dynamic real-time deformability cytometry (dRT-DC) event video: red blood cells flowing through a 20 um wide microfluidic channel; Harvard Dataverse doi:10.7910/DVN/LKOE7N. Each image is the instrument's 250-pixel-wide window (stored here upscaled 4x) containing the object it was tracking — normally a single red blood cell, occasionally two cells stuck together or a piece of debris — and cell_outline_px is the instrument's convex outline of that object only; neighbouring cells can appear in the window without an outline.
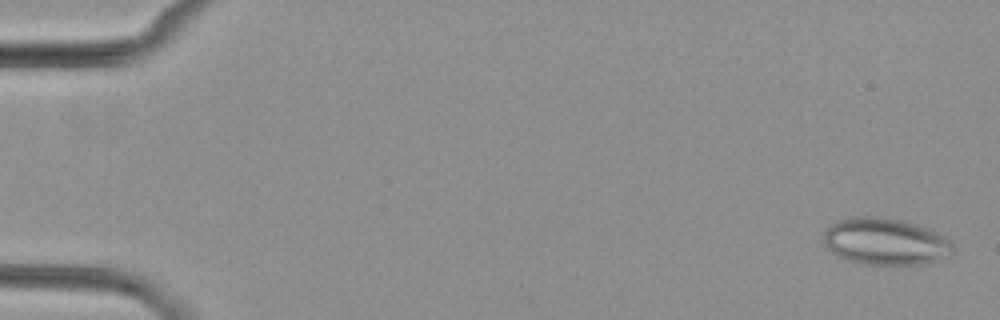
{"species": "common noctule bat (a hibernating species)", "species_latin": "Nyctalus noctula", "temperature_condition": "cold", "stored_images_in_passage": 5, "camera_frame_rate_fps": 3000, "um_per_image_px": 0.085, "animal": {"sex": "female", "body_mass_g": 29.2, "forearm_length_mm": 56.3}, "frame": {"image": 1, "passage_image": 1, "time_ms": 0.0, "image_size_px": [1000, 320], "cell_outline_px": [[956, 252], [952, 256], [920, 264], [860, 264], [848, 260], [832, 252], [824, 244], [824, 232], [832, 224], [840, 220], [852, 216], [876, 216], [900, 220], [916, 224], [936, 232], [944, 236], [952, 244]], "centroid_in_image_um": [75.28, 20.53], "position_along_channel_um": 9.7, "area_um2": 35.2}}